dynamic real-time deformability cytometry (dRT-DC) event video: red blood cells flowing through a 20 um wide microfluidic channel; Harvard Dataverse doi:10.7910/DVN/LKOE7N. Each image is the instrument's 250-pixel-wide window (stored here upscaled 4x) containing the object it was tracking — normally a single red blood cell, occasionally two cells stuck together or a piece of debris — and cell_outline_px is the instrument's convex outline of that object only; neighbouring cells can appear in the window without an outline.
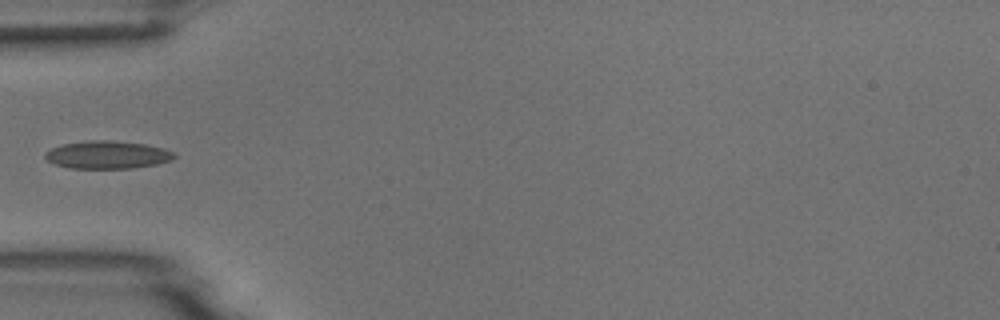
{"species": "common noctule bat (a hibernating species)", "species_latin": "Nyctalus noctula", "temperature_condition": "room temperature", "stored_images_in_passage": 6, "camera_frame_rate_fps": 3000, "um_per_image_px": 0.085, "animal": {"sex": "male", "body_mass_g": 18.8}, "frame": {"image": 1, "passage_image": 5, "time_ms": 4.667, "image_size_px": [1000, 320], "cell_outline_px": [[176, 156], [172, 160], [156, 164], [132, 168], [68, 168], [56, 164], [48, 160], [44, 156], [44, 152], [52, 148], [64, 144], [84, 140], [108, 140], [144, 144], [164, 148], [176, 152]], "centroid_in_image_um": [9.14, 13.15], "position_along_channel_um": 75.9, "area_um2": 20.92}}